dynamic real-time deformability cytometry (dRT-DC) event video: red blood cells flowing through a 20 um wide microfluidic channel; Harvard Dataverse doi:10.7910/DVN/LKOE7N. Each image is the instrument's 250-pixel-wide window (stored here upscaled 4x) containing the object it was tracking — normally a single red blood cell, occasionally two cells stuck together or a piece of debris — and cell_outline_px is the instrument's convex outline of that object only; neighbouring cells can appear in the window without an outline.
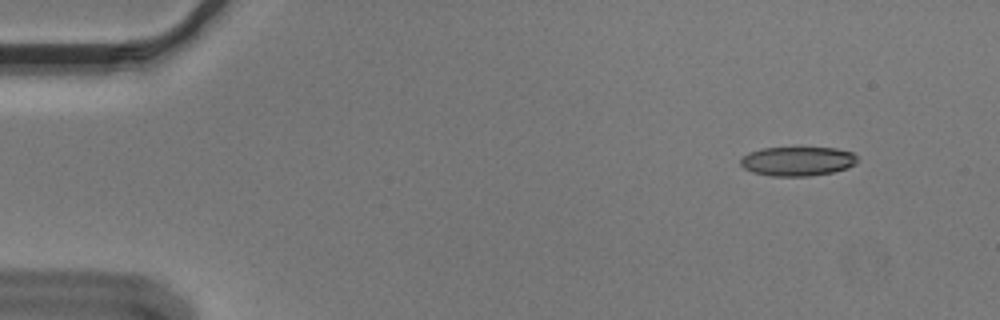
{"species": "Egyptian fruit bat (a non-hibernating species)", "species_latin": "Rousettus aegyptiacus", "temperature_condition": "cold", "stored_images_in_passage": 52, "camera_frame_rate_fps": 3000, "um_per_image_px": 0.085, "animal": {"sex": "male"}, "frame": {"image": 1, "passage_image": 2, "time_ms": 0.333, "image_size_px": [1000, 320], "cell_outline_px": [[856, 164], [832, 172], [808, 176], [772, 176], [752, 172], [744, 168], [740, 164], [740, 160], [748, 152], [760, 148], [836, 148], [852, 152], [856, 156]], "centroid_in_image_um": [67.75, 13.7], "position_along_channel_um": 17.2, "area_um2": 19.77}}
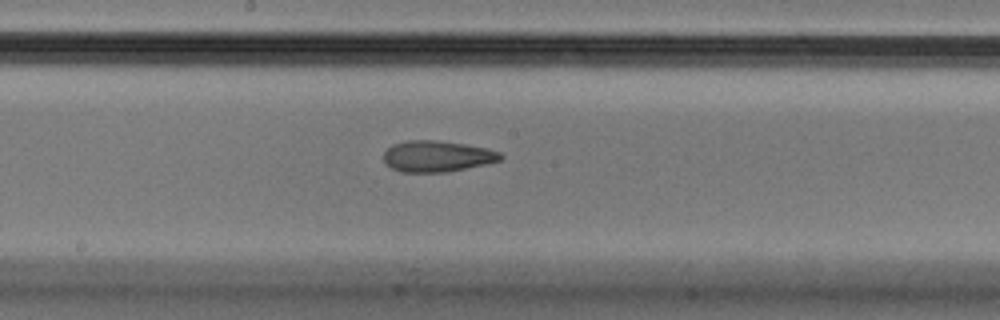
{"frame": {"image": 2, "passage_image": 26, "time_ms": 8.333, "image_size_px": [1000, 320], "cell_outline_px": [[504, 156], [500, 160], [488, 164], [448, 172], [400, 172], [392, 168], [384, 160], [384, 152], [392, 144], [408, 140], [436, 140], [464, 144], [484, 148], [500, 152]], "centroid_in_image_um": [37.16, 13.29], "position_along_channel_um": 211.0, "area_um2": 21.21}}
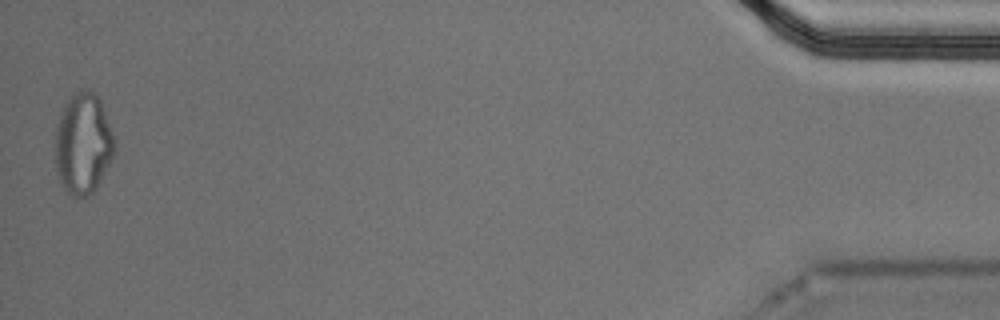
{"frame": {"image": 3, "passage_image": 51, "time_ms": 16.667, "image_size_px": [1000, 320], "cell_outline_px": [[116, 152], [96, 188], [88, 196], [76, 200], [68, 196], [60, 184], [56, 172], [56, 128], [60, 112], [64, 104], [76, 92], [88, 88], [100, 100], [116, 140]], "centroid_in_image_um": [7.07, 12.28], "position_along_channel_um": 428.1, "area_um2": 35.49}}